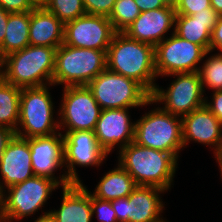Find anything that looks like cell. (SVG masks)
I'll use <instances>...</instances> for the list:
<instances>
[{"mask_svg":"<svg viewBox=\"0 0 222 222\" xmlns=\"http://www.w3.org/2000/svg\"><path fill=\"white\" fill-rule=\"evenodd\" d=\"M107 69L140 83L150 94L155 90L154 46L116 32L106 52Z\"/></svg>","mask_w":222,"mask_h":222,"instance_id":"1","label":"cell"},{"mask_svg":"<svg viewBox=\"0 0 222 222\" xmlns=\"http://www.w3.org/2000/svg\"><path fill=\"white\" fill-rule=\"evenodd\" d=\"M119 164L132 176L137 186L171 187L177 159L171 154L138 145L134 141L119 150Z\"/></svg>","mask_w":222,"mask_h":222,"instance_id":"2","label":"cell"},{"mask_svg":"<svg viewBox=\"0 0 222 222\" xmlns=\"http://www.w3.org/2000/svg\"><path fill=\"white\" fill-rule=\"evenodd\" d=\"M55 54L56 48L28 45L5 57L0 77L20 88L52 85Z\"/></svg>","mask_w":222,"mask_h":222,"instance_id":"3","label":"cell"},{"mask_svg":"<svg viewBox=\"0 0 222 222\" xmlns=\"http://www.w3.org/2000/svg\"><path fill=\"white\" fill-rule=\"evenodd\" d=\"M106 52L76 48L63 43L56 49L52 85H87L107 68Z\"/></svg>","mask_w":222,"mask_h":222,"instance_id":"4","label":"cell"},{"mask_svg":"<svg viewBox=\"0 0 222 222\" xmlns=\"http://www.w3.org/2000/svg\"><path fill=\"white\" fill-rule=\"evenodd\" d=\"M102 110L153 104L151 94L137 81L107 68L87 84Z\"/></svg>","mask_w":222,"mask_h":222,"instance_id":"5","label":"cell"},{"mask_svg":"<svg viewBox=\"0 0 222 222\" xmlns=\"http://www.w3.org/2000/svg\"><path fill=\"white\" fill-rule=\"evenodd\" d=\"M161 107L149 111L135 122L134 142L138 145L171 153L177 160L184 148L182 120Z\"/></svg>","mask_w":222,"mask_h":222,"instance_id":"6","label":"cell"},{"mask_svg":"<svg viewBox=\"0 0 222 222\" xmlns=\"http://www.w3.org/2000/svg\"><path fill=\"white\" fill-rule=\"evenodd\" d=\"M58 186L59 184L50 178L34 175L24 182L8 187V196L1 192L0 222L20 220L38 212Z\"/></svg>","mask_w":222,"mask_h":222,"instance_id":"7","label":"cell"},{"mask_svg":"<svg viewBox=\"0 0 222 222\" xmlns=\"http://www.w3.org/2000/svg\"><path fill=\"white\" fill-rule=\"evenodd\" d=\"M53 114V102L47 85L22 88L18 125L24 129L18 127L15 135L28 139L55 134L60 128Z\"/></svg>","mask_w":222,"mask_h":222,"instance_id":"8","label":"cell"},{"mask_svg":"<svg viewBox=\"0 0 222 222\" xmlns=\"http://www.w3.org/2000/svg\"><path fill=\"white\" fill-rule=\"evenodd\" d=\"M154 53L157 77L198 72L197 64L209 54L201 46L180 38L174 32L154 47Z\"/></svg>","mask_w":222,"mask_h":222,"instance_id":"9","label":"cell"},{"mask_svg":"<svg viewBox=\"0 0 222 222\" xmlns=\"http://www.w3.org/2000/svg\"><path fill=\"white\" fill-rule=\"evenodd\" d=\"M171 75L176 76L177 79L171 83L168 90L155 87L151 94V99L155 103L158 101L165 103L162 107L164 111L181 117L205 106L206 98L203 96L204 91L198 72Z\"/></svg>","mask_w":222,"mask_h":222,"instance_id":"10","label":"cell"},{"mask_svg":"<svg viewBox=\"0 0 222 222\" xmlns=\"http://www.w3.org/2000/svg\"><path fill=\"white\" fill-rule=\"evenodd\" d=\"M64 94L60 107L61 121L59 128L66 127V132L76 130L94 131L99 119L101 108L95 100L93 93L83 86H64Z\"/></svg>","mask_w":222,"mask_h":222,"instance_id":"11","label":"cell"},{"mask_svg":"<svg viewBox=\"0 0 222 222\" xmlns=\"http://www.w3.org/2000/svg\"><path fill=\"white\" fill-rule=\"evenodd\" d=\"M165 190L155 186H137L124 198L111 201L118 222H163L160 212L163 203L159 193Z\"/></svg>","mask_w":222,"mask_h":222,"instance_id":"12","label":"cell"},{"mask_svg":"<svg viewBox=\"0 0 222 222\" xmlns=\"http://www.w3.org/2000/svg\"><path fill=\"white\" fill-rule=\"evenodd\" d=\"M115 33L108 17L86 14L64 25V44L107 51Z\"/></svg>","mask_w":222,"mask_h":222,"instance_id":"13","label":"cell"},{"mask_svg":"<svg viewBox=\"0 0 222 222\" xmlns=\"http://www.w3.org/2000/svg\"><path fill=\"white\" fill-rule=\"evenodd\" d=\"M63 138L64 165L68 168L65 175L71 183H81L75 165L99 166L108 154L98 144L94 131L66 132Z\"/></svg>","mask_w":222,"mask_h":222,"instance_id":"14","label":"cell"},{"mask_svg":"<svg viewBox=\"0 0 222 222\" xmlns=\"http://www.w3.org/2000/svg\"><path fill=\"white\" fill-rule=\"evenodd\" d=\"M28 143L34 175L50 178L61 184L62 188L72 184L65 174L58 180L53 173L58 167L64 166V138L60 132L58 135L55 133L50 136L28 138Z\"/></svg>","mask_w":222,"mask_h":222,"instance_id":"15","label":"cell"},{"mask_svg":"<svg viewBox=\"0 0 222 222\" xmlns=\"http://www.w3.org/2000/svg\"><path fill=\"white\" fill-rule=\"evenodd\" d=\"M128 109L101 110L94 134L107 154L119 143L121 149L134 141L135 123L130 121Z\"/></svg>","mask_w":222,"mask_h":222,"instance_id":"16","label":"cell"},{"mask_svg":"<svg viewBox=\"0 0 222 222\" xmlns=\"http://www.w3.org/2000/svg\"><path fill=\"white\" fill-rule=\"evenodd\" d=\"M0 174L4 182L0 192L5 191L4 186L8 188L34 176L28 139L13 136L0 156Z\"/></svg>","mask_w":222,"mask_h":222,"instance_id":"17","label":"cell"},{"mask_svg":"<svg viewBox=\"0 0 222 222\" xmlns=\"http://www.w3.org/2000/svg\"><path fill=\"white\" fill-rule=\"evenodd\" d=\"M175 18V9L167 6L141 12L123 33L133 40L155 47L165 39V33L175 26Z\"/></svg>","mask_w":222,"mask_h":222,"instance_id":"18","label":"cell"},{"mask_svg":"<svg viewBox=\"0 0 222 222\" xmlns=\"http://www.w3.org/2000/svg\"><path fill=\"white\" fill-rule=\"evenodd\" d=\"M182 120V138L184 146L189 140L213 145L216 153L222 138V123L205 106L180 117Z\"/></svg>","mask_w":222,"mask_h":222,"instance_id":"19","label":"cell"},{"mask_svg":"<svg viewBox=\"0 0 222 222\" xmlns=\"http://www.w3.org/2000/svg\"><path fill=\"white\" fill-rule=\"evenodd\" d=\"M218 18L213 8H205L193 15L176 14L174 33L210 53L211 33Z\"/></svg>","mask_w":222,"mask_h":222,"instance_id":"20","label":"cell"},{"mask_svg":"<svg viewBox=\"0 0 222 222\" xmlns=\"http://www.w3.org/2000/svg\"><path fill=\"white\" fill-rule=\"evenodd\" d=\"M49 215L55 222H91V193L82 183L63 187L62 204Z\"/></svg>","mask_w":222,"mask_h":222,"instance_id":"21","label":"cell"},{"mask_svg":"<svg viewBox=\"0 0 222 222\" xmlns=\"http://www.w3.org/2000/svg\"><path fill=\"white\" fill-rule=\"evenodd\" d=\"M30 45L58 48L64 43V24L45 8L30 11Z\"/></svg>","mask_w":222,"mask_h":222,"instance_id":"22","label":"cell"},{"mask_svg":"<svg viewBox=\"0 0 222 222\" xmlns=\"http://www.w3.org/2000/svg\"><path fill=\"white\" fill-rule=\"evenodd\" d=\"M137 187L132 176L120 165L107 172L98 183L93 197L112 201L128 197Z\"/></svg>","mask_w":222,"mask_h":222,"instance_id":"23","label":"cell"},{"mask_svg":"<svg viewBox=\"0 0 222 222\" xmlns=\"http://www.w3.org/2000/svg\"><path fill=\"white\" fill-rule=\"evenodd\" d=\"M29 28L30 11L9 14L6 34L1 43V48L5 56L20 51L30 45Z\"/></svg>","mask_w":222,"mask_h":222,"instance_id":"24","label":"cell"},{"mask_svg":"<svg viewBox=\"0 0 222 222\" xmlns=\"http://www.w3.org/2000/svg\"><path fill=\"white\" fill-rule=\"evenodd\" d=\"M21 90L0 77V126L14 132L18 128Z\"/></svg>","mask_w":222,"mask_h":222,"instance_id":"25","label":"cell"},{"mask_svg":"<svg viewBox=\"0 0 222 222\" xmlns=\"http://www.w3.org/2000/svg\"><path fill=\"white\" fill-rule=\"evenodd\" d=\"M140 13L134 0H116L108 18L116 32H123Z\"/></svg>","mask_w":222,"mask_h":222,"instance_id":"26","label":"cell"},{"mask_svg":"<svg viewBox=\"0 0 222 222\" xmlns=\"http://www.w3.org/2000/svg\"><path fill=\"white\" fill-rule=\"evenodd\" d=\"M44 8L53 13L64 25L87 14L82 0H46Z\"/></svg>","mask_w":222,"mask_h":222,"instance_id":"27","label":"cell"},{"mask_svg":"<svg viewBox=\"0 0 222 222\" xmlns=\"http://www.w3.org/2000/svg\"><path fill=\"white\" fill-rule=\"evenodd\" d=\"M198 73L203 91L204 85L214 91L222 90V58L218 54L210 56L203 66L199 67Z\"/></svg>","mask_w":222,"mask_h":222,"instance_id":"28","label":"cell"},{"mask_svg":"<svg viewBox=\"0 0 222 222\" xmlns=\"http://www.w3.org/2000/svg\"><path fill=\"white\" fill-rule=\"evenodd\" d=\"M92 215L97 214L99 222H118L111 201L102 200L91 195Z\"/></svg>","mask_w":222,"mask_h":222,"instance_id":"29","label":"cell"},{"mask_svg":"<svg viewBox=\"0 0 222 222\" xmlns=\"http://www.w3.org/2000/svg\"><path fill=\"white\" fill-rule=\"evenodd\" d=\"M89 15L109 17L116 0H82Z\"/></svg>","mask_w":222,"mask_h":222,"instance_id":"30","label":"cell"},{"mask_svg":"<svg viewBox=\"0 0 222 222\" xmlns=\"http://www.w3.org/2000/svg\"><path fill=\"white\" fill-rule=\"evenodd\" d=\"M205 8H212L210 0H183L175 11L176 14L193 15L204 11Z\"/></svg>","mask_w":222,"mask_h":222,"instance_id":"31","label":"cell"},{"mask_svg":"<svg viewBox=\"0 0 222 222\" xmlns=\"http://www.w3.org/2000/svg\"><path fill=\"white\" fill-rule=\"evenodd\" d=\"M0 6L9 13L32 11L27 0H0Z\"/></svg>","mask_w":222,"mask_h":222,"instance_id":"32","label":"cell"},{"mask_svg":"<svg viewBox=\"0 0 222 222\" xmlns=\"http://www.w3.org/2000/svg\"><path fill=\"white\" fill-rule=\"evenodd\" d=\"M212 98L211 103L205 100V107L222 123V90L214 91Z\"/></svg>","mask_w":222,"mask_h":222,"instance_id":"33","label":"cell"},{"mask_svg":"<svg viewBox=\"0 0 222 222\" xmlns=\"http://www.w3.org/2000/svg\"><path fill=\"white\" fill-rule=\"evenodd\" d=\"M216 48L219 50V52L222 51V16H219L211 33L210 52Z\"/></svg>","mask_w":222,"mask_h":222,"instance_id":"34","label":"cell"},{"mask_svg":"<svg viewBox=\"0 0 222 222\" xmlns=\"http://www.w3.org/2000/svg\"><path fill=\"white\" fill-rule=\"evenodd\" d=\"M141 12L165 7L162 0H134Z\"/></svg>","mask_w":222,"mask_h":222,"instance_id":"35","label":"cell"},{"mask_svg":"<svg viewBox=\"0 0 222 222\" xmlns=\"http://www.w3.org/2000/svg\"><path fill=\"white\" fill-rule=\"evenodd\" d=\"M15 132L9 128L0 126V156L4 152L7 144L13 138Z\"/></svg>","mask_w":222,"mask_h":222,"instance_id":"36","label":"cell"},{"mask_svg":"<svg viewBox=\"0 0 222 222\" xmlns=\"http://www.w3.org/2000/svg\"><path fill=\"white\" fill-rule=\"evenodd\" d=\"M9 12L0 6V44L4 40Z\"/></svg>","mask_w":222,"mask_h":222,"instance_id":"37","label":"cell"},{"mask_svg":"<svg viewBox=\"0 0 222 222\" xmlns=\"http://www.w3.org/2000/svg\"><path fill=\"white\" fill-rule=\"evenodd\" d=\"M211 7L214 11L219 15L222 16V0H210Z\"/></svg>","mask_w":222,"mask_h":222,"instance_id":"38","label":"cell"},{"mask_svg":"<svg viewBox=\"0 0 222 222\" xmlns=\"http://www.w3.org/2000/svg\"><path fill=\"white\" fill-rule=\"evenodd\" d=\"M33 8H44L46 0H27Z\"/></svg>","mask_w":222,"mask_h":222,"instance_id":"39","label":"cell"},{"mask_svg":"<svg viewBox=\"0 0 222 222\" xmlns=\"http://www.w3.org/2000/svg\"><path fill=\"white\" fill-rule=\"evenodd\" d=\"M50 212H44V215H41L34 222H55V220L49 215Z\"/></svg>","mask_w":222,"mask_h":222,"instance_id":"40","label":"cell"},{"mask_svg":"<svg viewBox=\"0 0 222 222\" xmlns=\"http://www.w3.org/2000/svg\"><path fill=\"white\" fill-rule=\"evenodd\" d=\"M164 5L167 7L177 8V0H162Z\"/></svg>","mask_w":222,"mask_h":222,"instance_id":"41","label":"cell"},{"mask_svg":"<svg viewBox=\"0 0 222 222\" xmlns=\"http://www.w3.org/2000/svg\"><path fill=\"white\" fill-rule=\"evenodd\" d=\"M5 55L3 54L2 48H1V44H0V76L2 74L3 71V66H4V62H5Z\"/></svg>","mask_w":222,"mask_h":222,"instance_id":"42","label":"cell"},{"mask_svg":"<svg viewBox=\"0 0 222 222\" xmlns=\"http://www.w3.org/2000/svg\"><path fill=\"white\" fill-rule=\"evenodd\" d=\"M216 157V162H218L219 167H220V171H221V176H222V155H215Z\"/></svg>","mask_w":222,"mask_h":222,"instance_id":"43","label":"cell"},{"mask_svg":"<svg viewBox=\"0 0 222 222\" xmlns=\"http://www.w3.org/2000/svg\"><path fill=\"white\" fill-rule=\"evenodd\" d=\"M215 155H222V138H221V143H220L219 149H218V151L215 153Z\"/></svg>","mask_w":222,"mask_h":222,"instance_id":"44","label":"cell"},{"mask_svg":"<svg viewBox=\"0 0 222 222\" xmlns=\"http://www.w3.org/2000/svg\"><path fill=\"white\" fill-rule=\"evenodd\" d=\"M183 0H177V6L182 2Z\"/></svg>","mask_w":222,"mask_h":222,"instance_id":"45","label":"cell"},{"mask_svg":"<svg viewBox=\"0 0 222 222\" xmlns=\"http://www.w3.org/2000/svg\"><path fill=\"white\" fill-rule=\"evenodd\" d=\"M220 52H221V53H220V54L218 53V55L222 58V51H220Z\"/></svg>","mask_w":222,"mask_h":222,"instance_id":"46","label":"cell"}]
</instances>
